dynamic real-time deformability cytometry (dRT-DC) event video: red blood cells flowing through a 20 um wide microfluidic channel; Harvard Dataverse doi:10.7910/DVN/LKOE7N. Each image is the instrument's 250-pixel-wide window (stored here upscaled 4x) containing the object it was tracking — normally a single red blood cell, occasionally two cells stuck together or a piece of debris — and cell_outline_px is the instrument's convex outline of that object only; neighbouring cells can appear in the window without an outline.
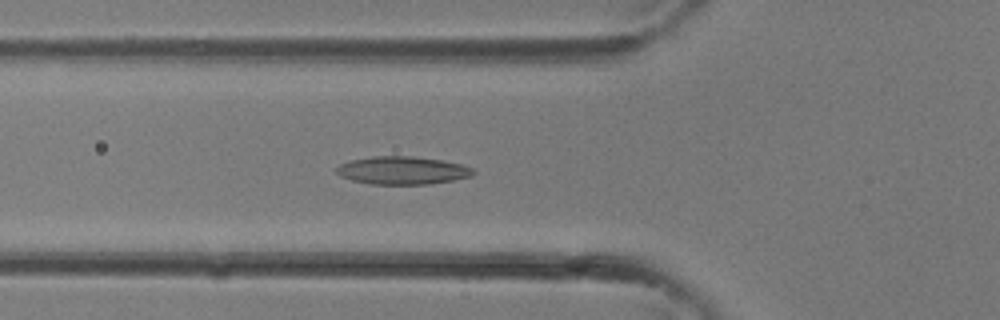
{"species": "common noctule bat (a hibernating species)", "species_latin": "Nyctalus noctula", "temperature_condition": "room temperature", "stored_images_in_passage": 33, "camera_frame_rate_fps": 3000, "um_per_image_px": 0.085, "animal": {"sex": "female"}, "frame": {"image": 1, "passage_image": 12, "time_ms": 3.667, "image_size_px": [1000, 320], "cell_outline_px": [[476, 172], [472, 176], [432, 184], [372, 184], [352, 180], [340, 176], [336, 172], [336, 168], [340, 164], [352, 160], [372, 156], [412, 156], [440, 160], [460, 164], [472, 168]], "centroid_in_image_um": [34.2, 14.49], "position_along_channel_um": 91.6, "area_um2": 22.14}}
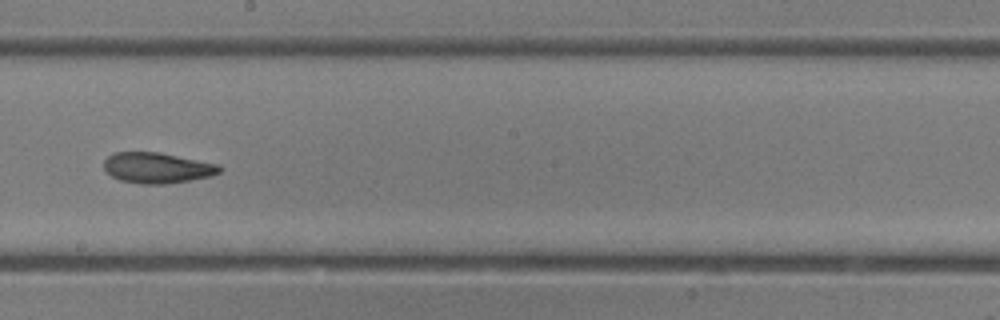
{"frame": {"image": 2, "passage_image": 19, "time_ms": 6.0, "image_size_px": [1000, 320], "cell_outline_px": [[224, 168], [220, 172], [212, 176], [164, 184], [140, 184], [120, 180], [112, 176], [104, 168], [104, 160], [112, 152], [160, 152], [220, 164]], "centroid_in_image_um": [13.39, 14.26], "position_along_channel_um": 234.8, "area_um2": 20.81}}
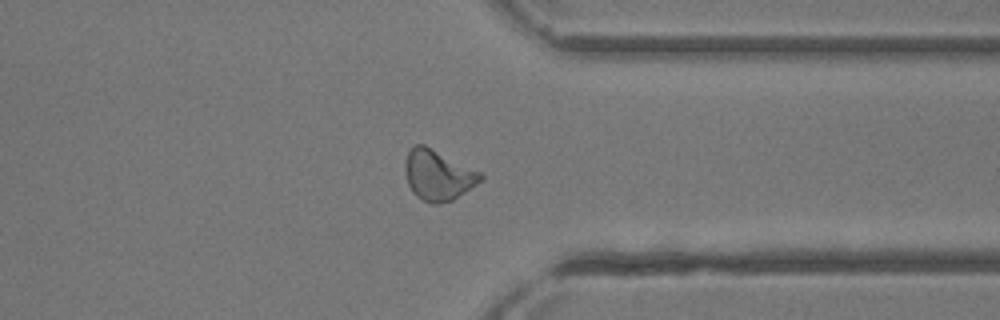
{"frame": {"image": 3, "passage_image": 26, "time_ms": 8.333, "image_size_px": [1000, 320], "cell_outline_px": [[484, 180], [452, 200], [440, 204], [432, 204], [416, 196], [412, 192], [408, 184], [404, 168], [404, 164], [408, 152], [416, 144], [424, 144], [480, 172], [484, 176]], "centroid_in_image_um": [37.23, 14.9], "position_along_channel_um": 374.2, "area_um2": 22.08}}